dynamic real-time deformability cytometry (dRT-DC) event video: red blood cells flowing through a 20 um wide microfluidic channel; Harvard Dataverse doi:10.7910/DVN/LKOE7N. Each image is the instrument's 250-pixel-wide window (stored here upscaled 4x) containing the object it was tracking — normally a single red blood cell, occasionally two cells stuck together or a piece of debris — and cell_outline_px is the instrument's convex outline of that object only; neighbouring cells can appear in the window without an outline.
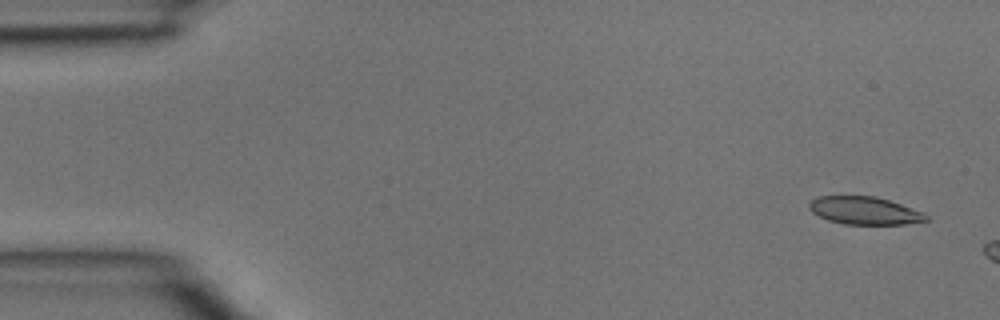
{"species": "common noctule bat (a hibernating species)", "species_latin": "Nyctalus noctula", "temperature_condition": "room temperature", "stored_images_in_passage": 6, "camera_frame_rate_fps": 3000, "um_per_image_px": 0.085, "animal": {"sex": "male", "body_mass_g": 15.6}, "frame": {"image": 1, "passage_image": 1, "time_ms": 0.0, "image_size_px": [1000, 320], "cell_outline_px": [[932, 220], [904, 224], [844, 224], [828, 220], [812, 212], [808, 208], [808, 204], [816, 196], [876, 196], [924, 212]], "centroid_in_image_um": [73.5, 17.9], "position_along_channel_um": 11.5, "area_um2": 18.96}}
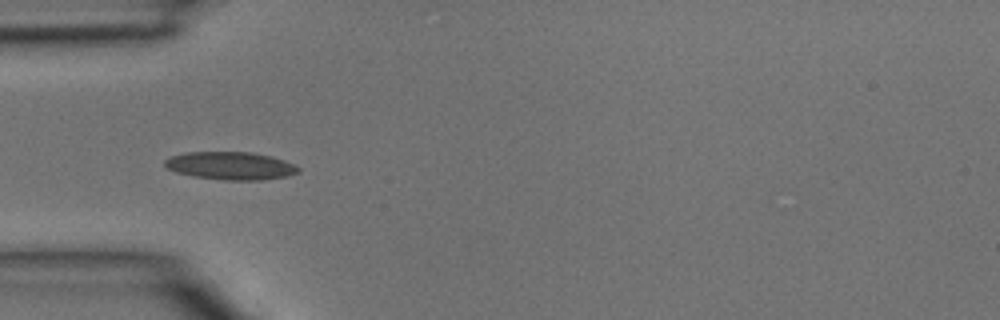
{"frame": {"image": 2, "passage_image": 5, "time_ms": 1.333, "image_size_px": [1000, 320], "cell_outline_px": [[300, 172], [288, 176], [260, 180], [224, 180], [196, 176], [176, 172], [164, 168], [164, 160], [172, 156], [188, 152], [252, 152], [272, 156], [284, 160], [300, 168]], "centroid_in_image_um": [19.61, 14.09], "position_along_channel_um": 65.4, "area_um2": 21.68}}
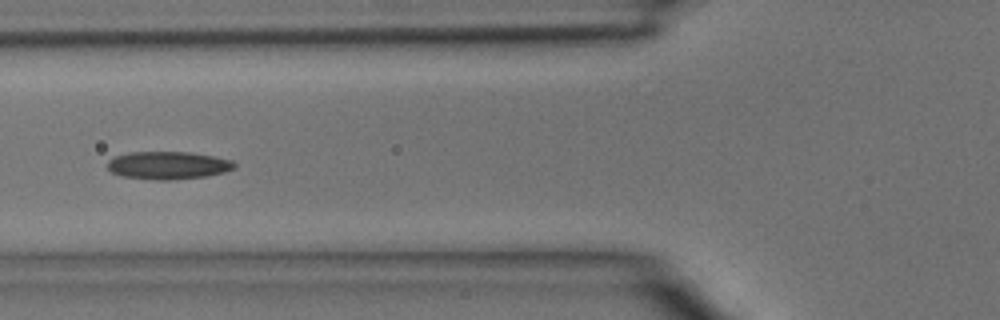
{"frame": {"image": 3, "passage_image": 6, "time_ms": 1.667, "image_size_px": [1000, 320], "cell_outline_px": [[236, 168], [224, 172], [208, 176], [172, 180], [156, 180], [120, 176], [112, 172], [108, 168], [108, 160], [116, 156], [128, 152], [192, 152], [232, 160], [236, 164]], "centroid_in_image_um": [14.3, 14.06], "position_along_channel_um": 111.5, "area_um2": 20.69}}